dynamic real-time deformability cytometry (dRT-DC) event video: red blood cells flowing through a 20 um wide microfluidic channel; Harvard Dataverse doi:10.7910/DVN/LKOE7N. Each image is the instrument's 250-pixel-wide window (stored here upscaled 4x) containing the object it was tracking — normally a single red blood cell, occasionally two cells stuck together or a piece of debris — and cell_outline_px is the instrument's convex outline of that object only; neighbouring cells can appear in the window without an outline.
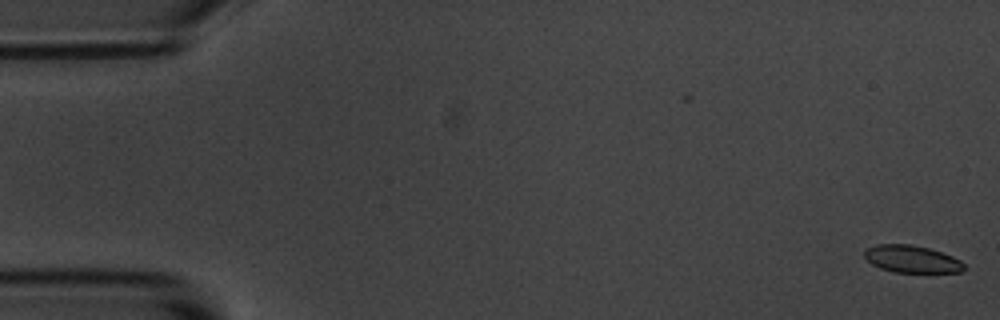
{"species": "common noctule bat (a hibernating species)", "species_latin": "Nyctalus noctula", "temperature_condition": "room temperature", "stored_images_in_passage": 6, "segment_of_instrument_passage": [2, 2], "camera_frame_rate_fps": 3000, "um_per_image_px": 0.085, "animal": {"sex": "male", "body_mass_g": 20.1, "forearm_length_mm": 53.5}, "frame": {"image": 1, "passage_image": 6, "time_ms": 5.667, "image_size_px": [1000, 320], "cell_outline_px": [[968, 268], [960, 272], [892, 272], [880, 268], [872, 264], [864, 256], [864, 252], [868, 248], [876, 244], [912, 244], [928, 248], [952, 256], [960, 260]], "centroid_in_image_um": [77.51, 22.02], "position_along_channel_um": 7.5, "area_um2": 15.84}}